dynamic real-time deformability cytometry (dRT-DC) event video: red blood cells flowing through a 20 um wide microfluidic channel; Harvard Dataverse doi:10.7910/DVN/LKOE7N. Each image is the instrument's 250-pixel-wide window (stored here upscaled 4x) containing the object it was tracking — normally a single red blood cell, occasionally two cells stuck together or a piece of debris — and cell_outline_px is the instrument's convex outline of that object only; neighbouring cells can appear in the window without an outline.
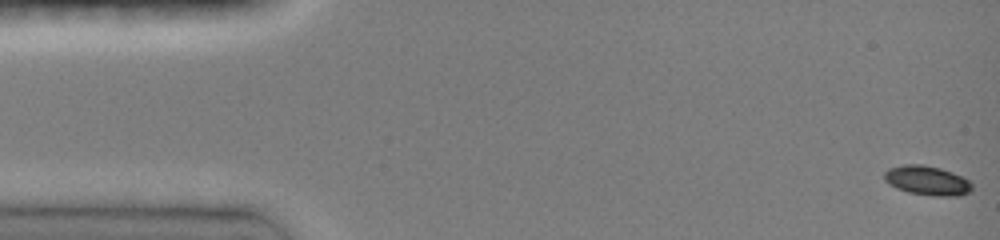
{"species": "common noctule bat (a hibernating species)", "species_latin": "Nyctalus noctula", "temperature_condition": "room temperature", "stored_images_in_passage": 48, "camera_frame_rate_fps": 3000, "um_per_image_px": 0.085, "animal": {"sex": "female", "body_mass_g": 19.0, "forearm_length_mm": 51.5}, "frame": {"image": 1, "passage_image": 1, "time_ms": 0.0, "image_size_px": [1000, 240], "cell_outline_px": [[972, 188], [968, 192], [960, 196], [936, 196], [908, 192], [896, 188], [888, 184], [884, 180], [884, 172], [888, 168], [904, 164], [924, 164], [940, 168], [952, 172], [968, 180], [972, 184]], "centroid_in_image_um": [78.77, 15.34], "position_along_channel_um": 6.2, "area_um2": 15.09}}
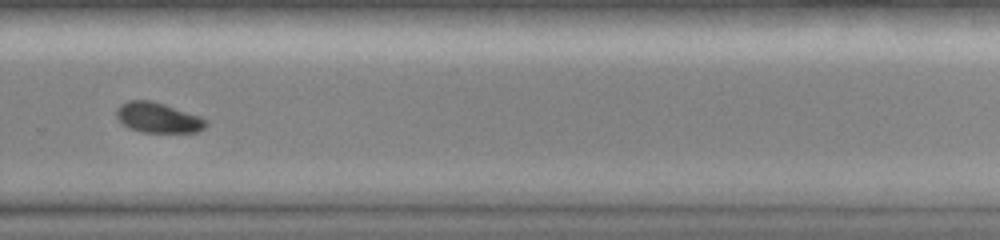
{"frame": {"image": 2, "passage_image": 33, "time_ms": 10.667, "image_size_px": [1000, 240], "cell_outline_px": [[208, 124], [200, 132], [140, 132], [128, 128], [116, 116], [116, 112], [120, 104], [128, 100], [152, 100], [200, 116], [208, 120]], "centroid_in_image_um": [13.45, 10.0], "position_along_channel_um": 316.3, "area_um2": 15.84}}
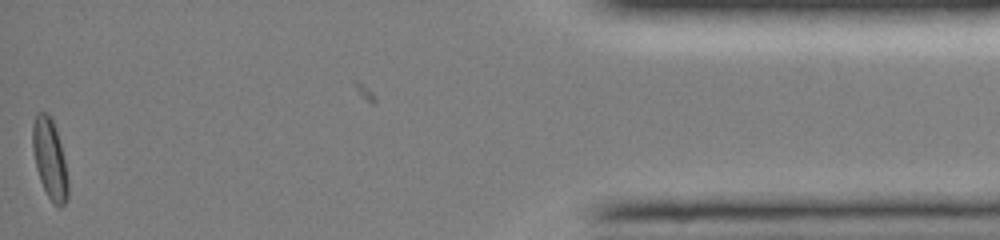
{"frame": {"image": 3, "passage_image": 47, "time_ms": 15.333, "image_size_px": [1000, 240], "cell_outline_px": [[68, 196], [64, 204], [60, 208], [56, 208], [52, 204], [40, 180], [36, 168], [32, 148], [32, 124], [36, 112], [44, 112], [52, 116], [60, 144], [64, 160], [68, 180]], "centroid_in_image_um": [4.21, 13.51], "position_along_channel_um": 431.0, "area_um2": 16.65}, "authors_computed_cell_mechanics": {"area_um2": 15.5771, "velocity_mm_per_s": 4.1139, "shape_relaxation_time_tau1_ms": 3.979, "shape_relaxation_time_tau2_ms": null, "deformation_change_tau1": 0.1298, "deformation_change_tau2": null}}